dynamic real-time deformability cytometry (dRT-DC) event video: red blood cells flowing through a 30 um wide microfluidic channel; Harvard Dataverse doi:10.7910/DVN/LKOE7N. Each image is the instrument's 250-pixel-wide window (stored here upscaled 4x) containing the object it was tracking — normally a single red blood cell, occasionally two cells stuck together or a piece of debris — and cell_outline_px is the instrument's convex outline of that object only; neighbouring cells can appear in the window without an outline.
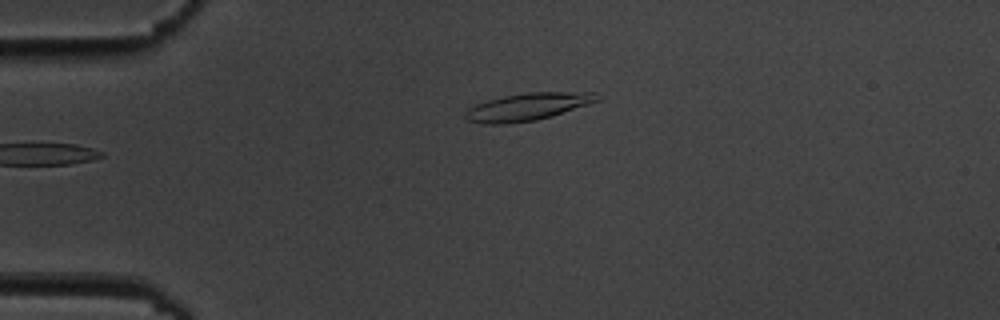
{"species": "common noctule bat (a hibernating species)", "species_latin": "Nyctalus noctula", "temperature_condition": "cold", "stored_images_in_passage": 3, "camera_frame_rate_fps": 3000, "um_per_image_px": 0.085, "animal": {"sex": "male", "body_mass_g": 19.5, "forearm_length_mm": 54.6}, "frame": {"image": 1, "passage_image": 3, "time_ms": 2.0, "image_size_px": [1000, 320], "cell_outline_px": [[600, 100], [552, 116], [536, 120], [504, 124], [484, 124], [468, 120], [464, 116], [464, 112], [468, 108], [476, 104], [488, 100], [504, 96], [528, 92], [596, 92]], "centroid_in_image_um": [44.83, 9.07], "position_along_channel_um": 40.2, "area_um2": 20.98}}